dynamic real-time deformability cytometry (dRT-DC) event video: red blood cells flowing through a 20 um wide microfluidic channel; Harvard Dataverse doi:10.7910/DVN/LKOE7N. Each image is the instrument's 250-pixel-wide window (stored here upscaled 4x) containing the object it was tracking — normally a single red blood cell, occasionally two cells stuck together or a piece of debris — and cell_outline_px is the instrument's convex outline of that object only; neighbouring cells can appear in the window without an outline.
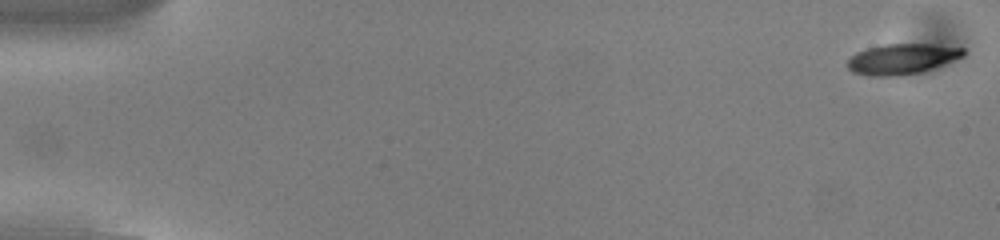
{"species": "common noctule bat (a hibernating species)", "species_latin": "Nyctalus noctula", "temperature_condition": "cold", "stored_images_in_passage": 54, "camera_frame_rate_fps": 3000, "um_per_image_px": 0.085, "animal": {"sex": "male", "body_mass_g": 13.0, "forearm_length_mm": 53.1}, "frame": {"image": 1, "passage_image": 1, "time_ms": 0.0, "image_size_px": [1000, 240], "cell_outline_px": [[964, 56], [920, 72], [900, 76], [868, 76], [852, 72], [848, 68], [848, 60], [856, 52], [868, 48], [884, 44], [928, 44], [964, 48]], "centroid_in_image_um": [76.62, 5.02], "position_along_channel_um": 8.4, "area_um2": 20.35}}
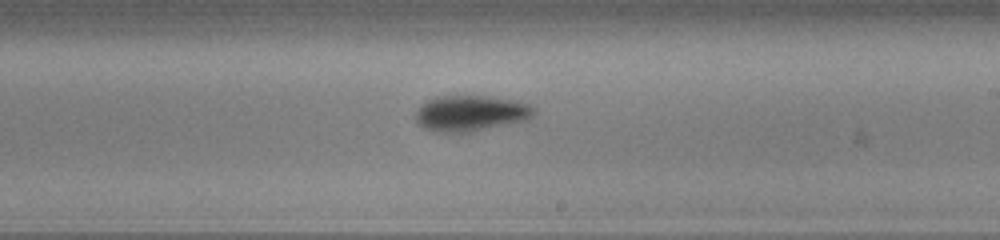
{"frame": {"image": 2, "passage_image": 32, "time_ms": 10.333, "image_size_px": [1000, 240], "cell_outline_px": [[536, 112], [528, 120], [472, 132], [436, 132], [424, 128], [416, 124], [416, 112], [428, 100], [436, 96], [484, 96], [512, 100], [528, 104], [536, 108]], "centroid_in_image_um": [40.02, 9.64], "position_along_channel_um": 249.0, "area_um2": 24.68}}
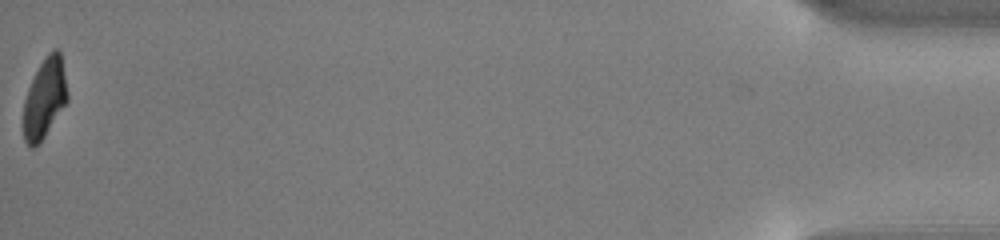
{"frame": {"image": 3, "passage_image": 54, "time_ms": 17.667, "image_size_px": [1000, 240], "cell_outline_px": [[68, 100], [44, 136], [32, 148], [28, 148], [24, 140], [24, 100], [28, 88], [40, 64], [48, 52], [56, 48], [60, 52], [68, 92]], "centroid_in_image_um": [3.79, 8.34], "position_along_channel_um": 431.4, "area_um2": 20.06}, "authors_computed_cell_mechanics": {"area_um2": 22.4264, "velocity_mm_per_s": 3.8196, "shape_relaxation_time_tau1_ms": 2.0927, "shape_relaxation_time_tau2_ms": 3.0405, "deformation_change_tau1": 0.136, "deformation_change_tau2": 0.0741}}